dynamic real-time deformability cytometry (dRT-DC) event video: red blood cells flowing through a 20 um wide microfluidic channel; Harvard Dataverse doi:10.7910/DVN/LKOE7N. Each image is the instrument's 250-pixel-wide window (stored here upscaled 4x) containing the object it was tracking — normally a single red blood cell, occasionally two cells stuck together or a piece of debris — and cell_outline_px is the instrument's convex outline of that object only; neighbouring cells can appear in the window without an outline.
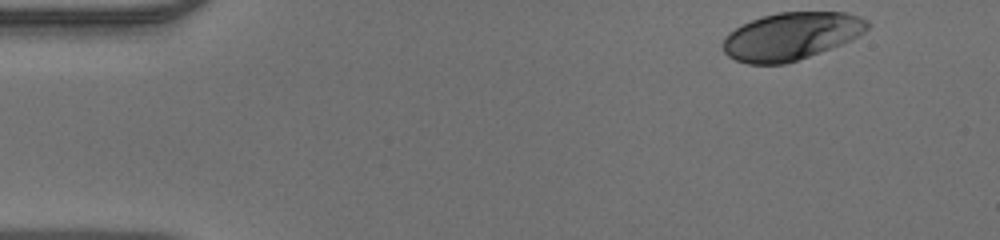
{"species": "human", "species_latin": "Homo sapiens", "temperature_condition": "warm", "stored_images_in_passage": 45, "camera_frame_rate_fps": 3000, "um_per_image_px": 0.085, "donor": {"sex": "male"}, "frame": {"image": 1, "passage_image": 1, "time_ms": 0.0, "image_size_px": [1000, 240], "cell_outline_px": [[868, 28], [864, 32], [852, 40], [820, 52], [784, 64], [748, 64], [736, 60], [728, 56], [724, 52], [724, 36], [728, 32], [752, 20], [764, 16], [780, 12], [848, 12], [860, 16], [868, 20]], "centroid_in_image_um": [67.27, 3.07], "position_along_channel_um": 17.7, "area_um2": 39.82}}
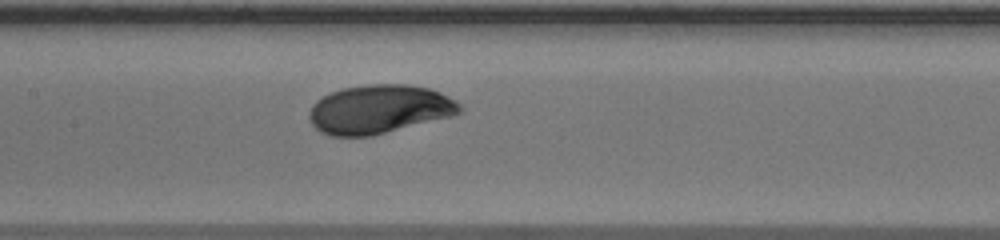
{"frame": {"image": 2, "passage_image": 20, "time_ms": 6.333, "image_size_px": [1000, 240], "cell_outline_px": [[464, 108], [460, 112], [452, 116], [372, 136], [328, 136], [320, 132], [312, 124], [308, 116], [308, 112], [312, 104], [316, 100], [332, 92], [344, 88], [368, 84], [408, 84], [428, 88], [440, 92], [456, 100]], "centroid_in_image_um": [32.23, 9.29], "position_along_channel_um": 175.2, "area_um2": 42.95}}
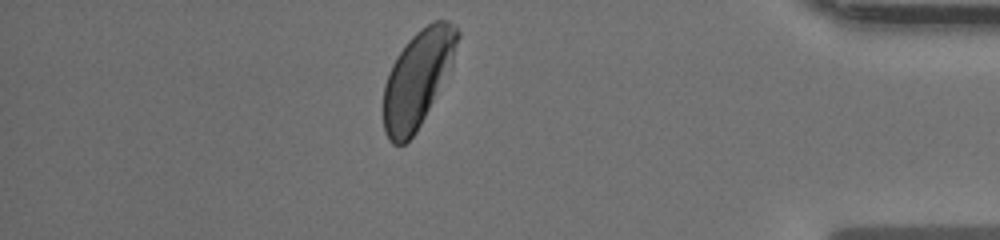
{"frame": {"image": 3, "passage_image": 39, "time_ms": 12.667, "image_size_px": [1000, 240], "cell_outline_px": [[460, 36], [452, 60], [416, 132], [404, 144], [392, 144], [388, 140], [384, 132], [384, 84], [388, 72], [396, 56], [408, 40], [416, 32], [432, 20], [448, 20], [460, 32]], "centroid_in_image_um": [35.45, 6.66], "position_along_channel_um": 399.8, "area_um2": 40.46}}